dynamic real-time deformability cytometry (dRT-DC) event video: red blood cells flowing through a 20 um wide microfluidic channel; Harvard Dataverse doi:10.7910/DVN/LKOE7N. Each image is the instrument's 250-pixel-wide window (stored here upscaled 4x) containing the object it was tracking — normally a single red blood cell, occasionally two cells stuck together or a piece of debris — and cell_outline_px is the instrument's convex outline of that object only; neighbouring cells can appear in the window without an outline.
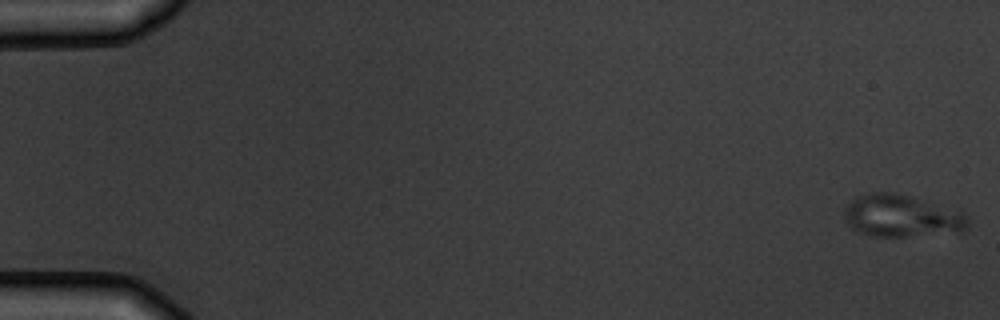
{"species": "common noctule bat (a hibernating species)", "species_latin": "Nyctalus noctula", "temperature_condition": "warm", "stored_images_in_passage": 6, "camera_frame_rate_fps": 3000, "um_per_image_px": 0.085, "animal": {"sex": "male", "body_mass_g": 19.5, "forearm_length_mm": 54.6}, "frame": {"image": 1, "passage_image": 1, "time_ms": 0.0, "image_size_px": [1000, 320], "cell_outline_px": [[968, 228], [964, 232], [904, 236], [872, 236], [856, 232], [844, 220], [844, 208], [856, 196], [864, 192], [896, 192], [964, 208], [968, 216]], "centroid_in_image_um": [76.74, 18.32], "position_along_channel_um": 8.3, "area_um2": 31.79}}